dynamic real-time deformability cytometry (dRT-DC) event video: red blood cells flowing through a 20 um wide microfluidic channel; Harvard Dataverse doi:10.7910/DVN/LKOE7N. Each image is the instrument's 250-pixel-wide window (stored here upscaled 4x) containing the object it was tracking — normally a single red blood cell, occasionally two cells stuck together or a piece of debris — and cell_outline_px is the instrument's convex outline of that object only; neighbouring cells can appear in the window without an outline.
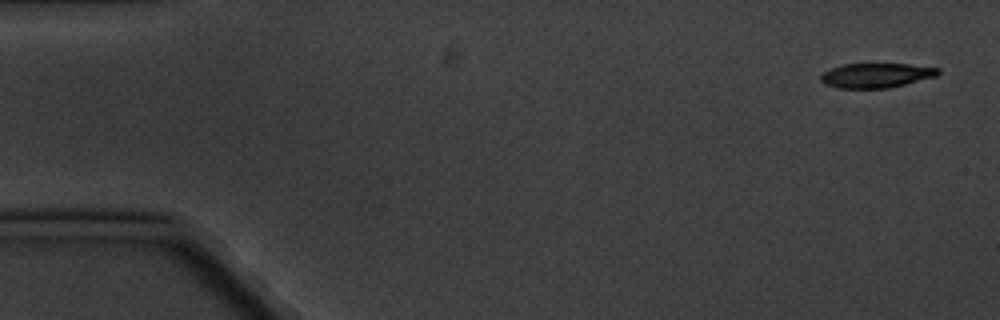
{"species": "common noctule bat (a hibernating species)", "species_latin": "Nyctalus noctula", "temperature_condition": "cold", "stored_images_in_passage": 4, "camera_frame_rate_fps": 3000, "um_per_image_px": 0.085, "animal": {"sex": "male", "body_mass_g": 20.1, "forearm_length_mm": 53.5}, "frame": {"image": 1, "passage_image": 1, "time_ms": 0.0, "image_size_px": [1000, 320], "cell_outline_px": [[940, 72], [936, 76], [888, 88], [840, 88], [824, 84], [820, 80], [820, 76], [824, 72], [832, 68], [844, 64], [908, 64], [940, 68]], "centroid_in_image_um": [74.47, 6.4], "position_along_channel_um": 10.5, "area_um2": 16.65}}